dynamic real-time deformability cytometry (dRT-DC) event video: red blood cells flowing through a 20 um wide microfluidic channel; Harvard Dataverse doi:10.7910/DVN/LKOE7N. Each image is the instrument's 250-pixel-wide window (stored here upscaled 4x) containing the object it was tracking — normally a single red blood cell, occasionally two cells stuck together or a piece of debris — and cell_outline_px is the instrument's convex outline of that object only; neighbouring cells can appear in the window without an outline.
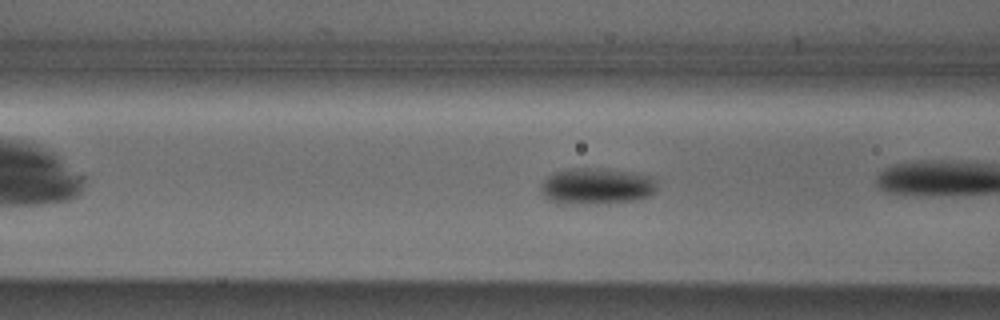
{"species": "Egyptian fruit bat (a non-hibernating species)", "species_latin": "Rousettus aegyptiacus", "temperature_condition": "cold", "stored_images_in_passage": 48, "camera_frame_rate_fps": 3000, "um_per_image_px": 0.085, "animal": {"sex": "male"}, "frame": {"image": 1, "passage_image": 14, "time_ms": 4.333, "image_size_px": [1000, 320], "cell_outline_px": [[656, 192], [648, 196], [636, 200], [568, 204], [560, 204], [548, 200], [540, 192], [540, 184], [552, 172], [568, 168], [608, 168], [632, 172], [652, 176], [656, 184]], "centroid_in_image_um": [50.66, 15.8], "position_along_channel_um": 115.9, "area_um2": 24.8}, "authors_computed_cell_mechanics": {"area_um2": 21.1259, "velocity_mm_per_s": 3.8368, "shape_relaxation_time_tau1_ms": 7.6493, "shape_relaxation_time_tau2_ms": null, "deformation_change_tau1": 0.1398, "deformation_change_tau2": null}}